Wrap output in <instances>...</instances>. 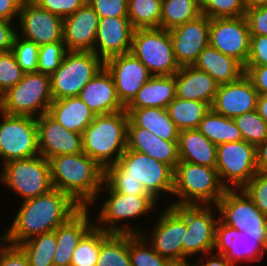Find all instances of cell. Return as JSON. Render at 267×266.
<instances>
[{
    "label": "cell",
    "instance_id": "1",
    "mask_svg": "<svg viewBox=\"0 0 267 266\" xmlns=\"http://www.w3.org/2000/svg\"><path fill=\"white\" fill-rule=\"evenodd\" d=\"M81 208L58 189L21 202L14 220L5 232L11 245H19L40 234L54 231Z\"/></svg>",
    "mask_w": 267,
    "mask_h": 266
},
{
    "label": "cell",
    "instance_id": "2",
    "mask_svg": "<svg viewBox=\"0 0 267 266\" xmlns=\"http://www.w3.org/2000/svg\"><path fill=\"white\" fill-rule=\"evenodd\" d=\"M53 188L68 194L81 207L98 202L104 169L85 153L64 154L49 159Z\"/></svg>",
    "mask_w": 267,
    "mask_h": 266
},
{
    "label": "cell",
    "instance_id": "3",
    "mask_svg": "<svg viewBox=\"0 0 267 266\" xmlns=\"http://www.w3.org/2000/svg\"><path fill=\"white\" fill-rule=\"evenodd\" d=\"M128 122L126 110L95 115L82 132L83 153L104 170L115 164L127 149Z\"/></svg>",
    "mask_w": 267,
    "mask_h": 266
},
{
    "label": "cell",
    "instance_id": "4",
    "mask_svg": "<svg viewBox=\"0 0 267 266\" xmlns=\"http://www.w3.org/2000/svg\"><path fill=\"white\" fill-rule=\"evenodd\" d=\"M104 177L133 178L159 200L163 193L173 194L174 169L146 154L126 149L120 159L104 170Z\"/></svg>",
    "mask_w": 267,
    "mask_h": 266
},
{
    "label": "cell",
    "instance_id": "5",
    "mask_svg": "<svg viewBox=\"0 0 267 266\" xmlns=\"http://www.w3.org/2000/svg\"><path fill=\"white\" fill-rule=\"evenodd\" d=\"M225 190L215 167L179 161L172 194L179 199L167 205H216Z\"/></svg>",
    "mask_w": 267,
    "mask_h": 266
},
{
    "label": "cell",
    "instance_id": "6",
    "mask_svg": "<svg viewBox=\"0 0 267 266\" xmlns=\"http://www.w3.org/2000/svg\"><path fill=\"white\" fill-rule=\"evenodd\" d=\"M219 231H239L245 236L267 241V216L243 189H226L216 204Z\"/></svg>",
    "mask_w": 267,
    "mask_h": 266
},
{
    "label": "cell",
    "instance_id": "7",
    "mask_svg": "<svg viewBox=\"0 0 267 266\" xmlns=\"http://www.w3.org/2000/svg\"><path fill=\"white\" fill-rule=\"evenodd\" d=\"M105 190L108 191L106 196L109 197L101 205L99 216H94V225L108 233L141 234L142 230L138 227L124 226V223L122 225L121 222L147 215L148 212L150 214L151 211H154L157 200L151 195L116 192L104 181L100 191L104 192Z\"/></svg>",
    "mask_w": 267,
    "mask_h": 266
},
{
    "label": "cell",
    "instance_id": "8",
    "mask_svg": "<svg viewBox=\"0 0 267 266\" xmlns=\"http://www.w3.org/2000/svg\"><path fill=\"white\" fill-rule=\"evenodd\" d=\"M52 101L50 75L38 71L25 73L15 86L4 93L0 111L37 118L48 113Z\"/></svg>",
    "mask_w": 267,
    "mask_h": 266
},
{
    "label": "cell",
    "instance_id": "9",
    "mask_svg": "<svg viewBox=\"0 0 267 266\" xmlns=\"http://www.w3.org/2000/svg\"><path fill=\"white\" fill-rule=\"evenodd\" d=\"M0 182L23 200L36 198L53 189L50 163L43 156L17 159L2 164Z\"/></svg>",
    "mask_w": 267,
    "mask_h": 266
},
{
    "label": "cell",
    "instance_id": "10",
    "mask_svg": "<svg viewBox=\"0 0 267 266\" xmlns=\"http://www.w3.org/2000/svg\"><path fill=\"white\" fill-rule=\"evenodd\" d=\"M104 67L91 51H67L60 66L50 75L53 100L79 96L82 88Z\"/></svg>",
    "mask_w": 267,
    "mask_h": 266
},
{
    "label": "cell",
    "instance_id": "11",
    "mask_svg": "<svg viewBox=\"0 0 267 266\" xmlns=\"http://www.w3.org/2000/svg\"><path fill=\"white\" fill-rule=\"evenodd\" d=\"M152 76L174 75L178 65L168 30L162 28L135 29L131 51Z\"/></svg>",
    "mask_w": 267,
    "mask_h": 266
},
{
    "label": "cell",
    "instance_id": "12",
    "mask_svg": "<svg viewBox=\"0 0 267 266\" xmlns=\"http://www.w3.org/2000/svg\"><path fill=\"white\" fill-rule=\"evenodd\" d=\"M186 221L185 260L191 256H201L217 251L219 220L215 212L216 205H173ZM213 207V208H212ZM216 216V217H215ZM188 258V259H187Z\"/></svg>",
    "mask_w": 267,
    "mask_h": 266
},
{
    "label": "cell",
    "instance_id": "13",
    "mask_svg": "<svg viewBox=\"0 0 267 266\" xmlns=\"http://www.w3.org/2000/svg\"><path fill=\"white\" fill-rule=\"evenodd\" d=\"M215 168L226 189H242L258 172L256 146L244 140L217 145Z\"/></svg>",
    "mask_w": 267,
    "mask_h": 266
},
{
    "label": "cell",
    "instance_id": "14",
    "mask_svg": "<svg viewBox=\"0 0 267 266\" xmlns=\"http://www.w3.org/2000/svg\"><path fill=\"white\" fill-rule=\"evenodd\" d=\"M0 158L6 162L39 155L37 118L0 111Z\"/></svg>",
    "mask_w": 267,
    "mask_h": 266
},
{
    "label": "cell",
    "instance_id": "15",
    "mask_svg": "<svg viewBox=\"0 0 267 266\" xmlns=\"http://www.w3.org/2000/svg\"><path fill=\"white\" fill-rule=\"evenodd\" d=\"M209 45L245 67L250 53V31L245 16L210 19Z\"/></svg>",
    "mask_w": 267,
    "mask_h": 266
},
{
    "label": "cell",
    "instance_id": "16",
    "mask_svg": "<svg viewBox=\"0 0 267 266\" xmlns=\"http://www.w3.org/2000/svg\"><path fill=\"white\" fill-rule=\"evenodd\" d=\"M153 225L148 243L170 262L185 260V219L170 205H167Z\"/></svg>",
    "mask_w": 267,
    "mask_h": 266
},
{
    "label": "cell",
    "instance_id": "17",
    "mask_svg": "<svg viewBox=\"0 0 267 266\" xmlns=\"http://www.w3.org/2000/svg\"><path fill=\"white\" fill-rule=\"evenodd\" d=\"M18 24L20 30L17 34L38 46L63 42V18L39 7L32 0L22 3Z\"/></svg>",
    "mask_w": 267,
    "mask_h": 266
},
{
    "label": "cell",
    "instance_id": "18",
    "mask_svg": "<svg viewBox=\"0 0 267 266\" xmlns=\"http://www.w3.org/2000/svg\"><path fill=\"white\" fill-rule=\"evenodd\" d=\"M209 28L210 19L201 14L168 30L175 59L180 67L193 66L199 54L209 45Z\"/></svg>",
    "mask_w": 267,
    "mask_h": 266
},
{
    "label": "cell",
    "instance_id": "19",
    "mask_svg": "<svg viewBox=\"0 0 267 266\" xmlns=\"http://www.w3.org/2000/svg\"><path fill=\"white\" fill-rule=\"evenodd\" d=\"M104 67L112 75L118 98L125 107L152 77L147 67L131 52L108 58Z\"/></svg>",
    "mask_w": 267,
    "mask_h": 266
},
{
    "label": "cell",
    "instance_id": "20",
    "mask_svg": "<svg viewBox=\"0 0 267 266\" xmlns=\"http://www.w3.org/2000/svg\"><path fill=\"white\" fill-rule=\"evenodd\" d=\"M39 155L45 159L83 152L82 134L64 128L48 113L37 117Z\"/></svg>",
    "mask_w": 267,
    "mask_h": 266
},
{
    "label": "cell",
    "instance_id": "21",
    "mask_svg": "<svg viewBox=\"0 0 267 266\" xmlns=\"http://www.w3.org/2000/svg\"><path fill=\"white\" fill-rule=\"evenodd\" d=\"M258 96L252 81L244 74L235 82L219 85L211 109L234 119L243 113L256 110Z\"/></svg>",
    "mask_w": 267,
    "mask_h": 266
},
{
    "label": "cell",
    "instance_id": "22",
    "mask_svg": "<svg viewBox=\"0 0 267 266\" xmlns=\"http://www.w3.org/2000/svg\"><path fill=\"white\" fill-rule=\"evenodd\" d=\"M135 28L128 17L100 18L94 53L103 61L110 57L129 53Z\"/></svg>",
    "mask_w": 267,
    "mask_h": 266
},
{
    "label": "cell",
    "instance_id": "23",
    "mask_svg": "<svg viewBox=\"0 0 267 266\" xmlns=\"http://www.w3.org/2000/svg\"><path fill=\"white\" fill-rule=\"evenodd\" d=\"M99 19L87 1L75 13L63 18V42L67 51L94 52Z\"/></svg>",
    "mask_w": 267,
    "mask_h": 266
},
{
    "label": "cell",
    "instance_id": "24",
    "mask_svg": "<svg viewBox=\"0 0 267 266\" xmlns=\"http://www.w3.org/2000/svg\"><path fill=\"white\" fill-rule=\"evenodd\" d=\"M89 207H81L65 223L55 230L57 241L53 266H70L73 252L83 236L94 226V220L89 217Z\"/></svg>",
    "mask_w": 267,
    "mask_h": 266
},
{
    "label": "cell",
    "instance_id": "25",
    "mask_svg": "<svg viewBox=\"0 0 267 266\" xmlns=\"http://www.w3.org/2000/svg\"><path fill=\"white\" fill-rule=\"evenodd\" d=\"M79 97L95 115L125 110L118 98L113 77L105 67L82 88Z\"/></svg>",
    "mask_w": 267,
    "mask_h": 266
},
{
    "label": "cell",
    "instance_id": "26",
    "mask_svg": "<svg viewBox=\"0 0 267 266\" xmlns=\"http://www.w3.org/2000/svg\"><path fill=\"white\" fill-rule=\"evenodd\" d=\"M127 148L166 163L173 169L180 161L178 141L163 140L147 129L137 127L130 119L128 122Z\"/></svg>",
    "mask_w": 267,
    "mask_h": 266
},
{
    "label": "cell",
    "instance_id": "27",
    "mask_svg": "<svg viewBox=\"0 0 267 266\" xmlns=\"http://www.w3.org/2000/svg\"><path fill=\"white\" fill-rule=\"evenodd\" d=\"M174 76L177 98L202 101L211 107L219 84L207 72L181 66Z\"/></svg>",
    "mask_w": 267,
    "mask_h": 266
},
{
    "label": "cell",
    "instance_id": "28",
    "mask_svg": "<svg viewBox=\"0 0 267 266\" xmlns=\"http://www.w3.org/2000/svg\"><path fill=\"white\" fill-rule=\"evenodd\" d=\"M217 250L236 265L256 263L264 258L267 241H257V237L245 236L239 231H219Z\"/></svg>",
    "mask_w": 267,
    "mask_h": 266
},
{
    "label": "cell",
    "instance_id": "29",
    "mask_svg": "<svg viewBox=\"0 0 267 266\" xmlns=\"http://www.w3.org/2000/svg\"><path fill=\"white\" fill-rule=\"evenodd\" d=\"M193 66L207 72L219 85L235 82L244 74V66L236 59L208 45Z\"/></svg>",
    "mask_w": 267,
    "mask_h": 266
},
{
    "label": "cell",
    "instance_id": "30",
    "mask_svg": "<svg viewBox=\"0 0 267 266\" xmlns=\"http://www.w3.org/2000/svg\"><path fill=\"white\" fill-rule=\"evenodd\" d=\"M48 114L67 130L80 134L95 117V114L79 96L53 100Z\"/></svg>",
    "mask_w": 267,
    "mask_h": 266
},
{
    "label": "cell",
    "instance_id": "31",
    "mask_svg": "<svg viewBox=\"0 0 267 266\" xmlns=\"http://www.w3.org/2000/svg\"><path fill=\"white\" fill-rule=\"evenodd\" d=\"M178 153L180 161L216 167L217 145L198 129L179 131Z\"/></svg>",
    "mask_w": 267,
    "mask_h": 266
},
{
    "label": "cell",
    "instance_id": "32",
    "mask_svg": "<svg viewBox=\"0 0 267 266\" xmlns=\"http://www.w3.org/2000/svg\"><path fill=\"white\" fill-rule=\"evenodd\" d=\"M176 97L175 76H152L125 108H167Z\"/></svg>",
    "mask_w": 267,
    "mask_h": 266
},
{
    "label": "cell",
    "instance_id": "33",
    "mask_svg": "<svg viewBox=\"0 0 267 266\" xmlns=\"http://www.w3.org/2000/svg\"><path fill=\"white\" fill-rule=\"evenodd\" d=\"M129 119L140 128H145L159 138L178 141L179 130L169 117L167 109L159 107L125 108Z\"/></svg>",
    "mask_w": 267,
    "mask_h": 266
},
{
    "label": "cell",
    "instance_id": "34",
    "mask_svg": "<svg viewBox=\"0 0 267 266\" xmlns=\"http://www.w3.org/2000/svg\"><path fill=\"white\" fill-rule=\"evenodd\" d=\"M197 129L215 145L243 140L234 120L214 112L211 108Z\"/></svg>",
    "mask_w": 267,
    "mask_h": 266
},
{
    "label": "cell",
    "instance_id": "35",
    "mask_svg": "<svg viewBox=\"0 0 267 266\" xmlns=\"http://www.w3.org/2000/svg\"><path fill=\"white\" fill-rule=\"evenodd\" d=\"M202 101L186 100L175 97L167 106V112L179 131L197 129L200 121L210 110Z\"/></svg>",
    "mask_w": 267,
    "mask_h": 266
},
{
    "label": "cell",
    "instance_id": "36",
    "mask_svg": "<svg viewBox=\"0 0 267 266\" xmlns=\"http://www.w3.org/2000/svg\"><path fill=\"white\" fill-rule=\"evenodd\" d=\"M200 15V0H162L159 28L170 30Z\"/></svg>",
    "mask_w": 267,
    "mask_h": 266
},
{
    "label": "cell",
    "instance_id": "37",
    "mask_svg": "<svg viewBox=\"0 0 267 266\" xmlns=\"http://www.w3.org/2000/svg\"><path fill=\"white\" fill-rule=\"evenodd\" d=\"M18 246L27 256L29 266H53L57 246L54 231L30 238Z\"/></svg>",
    "mask_w": 267,
    "mask_h": 266
},
{
    "label": "cell",
    "instance_id": "38",
    "mask_svg": "<svg viewBox=\"0 0 267 266\" xmlns=\"http://www.w3.org/2000/svg\"><path fill=\"white\" fill-rule=\"evenodd\" d=\"M96 266H131L129 234L111 233L101 243Z\"/></svg>",
    "mask_w": 267,
    "mask_h": 266
},
{
    "label": "cell",
    "instance_id": "39",
    "mask_svg": "<svg viewBox=\"0 0 267 266\" xmlns=\"http://www.w3.org/2000/svg\"><path fill=\"white\" fill-rule=\"evenodd\" d=\"M110 234L94 225L78 243L73 252L70 266H96L101 243Z\"/></svg>",
    "mask_w": 267,
    "mask_h": 266
},
{
    "label": "cell",
    "instance_id": "40",
    "mask_svg": "<svg viewBox=\"0 0 267 266\" xmlns=\"http://www.w3.org/2000/svg\"><path fill=\"white\" fill-rule=\"evenodd\" d=\"M162 0H128V18L135 29L159 28Z\"/></svg>",
    "mask_w": 267,
    "mask_h": 266
},
{
    "label": "cell",
    "instance_id": "41",
    "mask_svg": "<svg viewBox=\"0 0 267 266\" xmlns=\"http://www.w3.org/2000/svg\"><path fill=\"white\" fill-rule=\"evenodd\" d=\"M129 234L131 266H168L170 261L158 254L147 242L149 234ZM146 234V235H145Z\"/></svg>",
    "mask_w": 267,
    "mask_h": 266
},
{
    "label": "cell",
    "instance_id": "42",
    "mask_svg": "<svg viewBox=\"0 0 267 266\" xmlns=\"http://www.w3.org/2000/svg\"><path fill=\"white\" fill-rule=\"evenodd\" d=\"M233 120L244 141L257 146L267 138V123L256 110L243 113Z\"/></svg>",
    "mask_w": 267,
    "mask_h": 266
},
{
    "label": "cell",
    "instance_id": "43",
    "mask_svg": "<svg viewBox=\"0 0 267 266\" xmlns=\"http://www.w3.org/2000/svg\"><path fill=\"white\" fill-rule=\"evenodd\" d=\"M201 14L209 19L245 16L243 0H200Z\"/></svg>",
    "mask_w": 267,
    "mask_h": 266
},
{
    "label": "cell",
    "instance_id": "44",
    "mask_svg": "<svg viewBox=\"0 0 267 266\" xmlns=\"http://www.w3.org/2000/svg\"><path fill=\"white\" fill-rule=\"evenodd\" d=\"M17 64L24 73L36 72L38 68L39 46L16 34L12 46Z\"/></svg>",
    "mask_w": 267,
    "mask_h": 266
},
{
    "label": "cell",
    "instance_id": "45",
    "mask_svg": "<svg viewBox=\"0 0 267 266\" xmlns=\"http://www.w3.org/2000/svg\"><path fill=\"white\" fill-rule=\"evenodd\" d=\"M67 52L64 42H54L39 46L37 71L51 75L60 66Z\"/></svg>",
    "mask_w": 267,
    "mask_h": 266
},
{
    "label": "cell",
    "instance_id": "46",
    "mask_svg": "<svg viewBox=\"0 0 267 266\" xmlns=\"http://www.w3.org/2000/svg\"><path fill=\"white\" fill-rule=\"evenodd\" d=\"M12 51L0 52V89L5 93L24 76Z\"/></svg>",
    "mask_w": 267,
    "mask_h": 266
},
{
    "label": "cell",
    "instance_id": "47",
    "mask_svg": "<svg viewBox=\"0 0 267 266\" xmlns=\"http://www.w3.org/2000/svg\"><path fill=\"white\" fill-rule=\"evenodd\" d=\"M242 189L256 207L267 216V171H258Z\"/></svg>",
    "mask_w": 267,
    "mask_h": 266
},
{
    "label": "cell",
    "instance_id": "48",
    "mask_svg": "<svg viewBox=\"0 0 267 266\" xmlns=\"http://www.w3.org/2000/svg\"><path fill=\"white\" fill-rule=\"evenodd\" d=\"M99 18L128 17V0H86Z\"/></svg>",
    "mask_w": 267,
    "mask_h": 266
},
{
    "label": "cell",
    "instance_id": "49",
    "mask_svg": "<svg viewBox=\"0 0 267 266\" xmlns=\"http://www.w3.org/2000/svg\"><path fill=\"white\" fill-rule=\"evenodd\" d=\"M39 7L65 18L75 13L86 0H32Z\"/></svg>",
    "mask_w": 267,
    "mask_h": 266
},
{
    "label": "cell",
    "instance_id": "50",
    "mask_svg": "<svg viewBox=\"0 0 267 266\" xmlns=\"http://www.w3.org/2000/svg\"><path fill=\"white\" fill-rule=\"evenodd\" d=\"M250 36H267V6H261L246 10Z\"/></svg>",
    "mask_w": 267,
    "mask_h": 266
},
{
    "label": "cell",
    "instance_id": "51",
    "mask_svg": "<svg viewBox=\"0 0 267 266\" xmlns=\"http://www.w3.org/2000/svg\"><path fill=\"white\" fill-rule=\"evenodd\" d=\"M104 181L116 192L131 195H150L142 183L133 178L104 177Z\"/></svg>",
    "mask_w": 267,
    "mask_h": 266
},
{
    "label": "cell",
    "instance_id": "52",
    "mask_svg": "<svg viewBox=\"0 0 267 266\" xmlns=\"http://www.w3.org/2000/svg\"><path fill=\"white\" fill-rule=\"evenodd\" d=\"M267 65V36H250V53L246 66Z\"/></svg>",
    "mask_w": 267,
    "mask_h": 266
},
{
    "label": "cell",
    "instance_id": "53",
    "mask_svg": "<svg viewBox=\"0 0 267 266\" xmlns=\"http://www.w3.org/2000/svg\"><path fill=\"white\" fill-rule=\"evenodd\" d=\"M0 266H29V262L18 245L9 244L0 256Z\"/></svg>",
    "mask_w": 267,
    "mask_h": 266
},
{
    "label": "cell",
    "instance_id": "54",
    "mask_svg": "<svg viewBox=\"0 0 267 266\" xmlns=\"http://www.w3.org/2000/svg\"><path fill=\"white\" fill-rule=\"evenodd\" d=\"M245 75L252 81L259 95L267 94V65L245 66Z\"/></svg>",
    "mask_w": 267,
    "mask_h": 266
},
{
    "label": "cell",
    "instance_id": "55",
    "mask_svg": "<svg viewBox=\"0 0 267 266\" xmlns=\"http://www.w3.org/2000/svg\"><path fill=\"white\" fill-rule=\"evenodd\" d=\"M12 23L13 21L0 19V52L12 51L14 38L18 33L15 23Z\"/></svg>",
    "mask_w": 267,
    "mask_h": 266
},
{
    "label": "cell",
    "instance_id": "56",
    "mask_svg": "<svg viewBox=\"0 0 267 266\" xmlns=\"http://www.w3.org/2000/svg\"><path fill=\"white\" fill-rule=\"evenodd\" d=\"M24 0H0V19L15 21L19 18V12Z\"/></svg>",
    "mask_w": 267,
    "mask_h": 266
},
{
    "label": "cell",
    "instance_id": "57",
    "mask_svg": "<svg viewBox=\"0 0 267 266\" xmlns=\"http://www.w3.org/2000/svg\"><path fill=\"white\" fill-rule=\"evenodd\" d=\"M217 254L210 252L205 254V259L203 256L198 260L197 263H195L196 266H238L232 262H230L226 256L222 255L218 250L216 251ZM213 254V255H212ZM209 256V257H208ZM204 260V261H201ZM205 262V263H204Z\"/></svg>",
    "mask_w": 267,
    "mask_h": 266
},
{
    "label": "cell",
    "instance_id": "58",
    "mask_svg": "<svg viewBox=\"0 0 267 266\" xmlns=\"http://www.w3.org/2000/svg\"><path fill=\"white\" fill-rule=\"evenodd\" d=\"M256 164L258 171H267V138L256 146Z\"/></svg>",
    "mask_w": 267,
    "mask_h": 266
},
{
    "label": "cell",
    "instance_id": "59",
    "mask_svg": "<svg viewBox=\"0 0 267 266\" xmlns=\"http://www.w3.org/2000/svg\"><path fill=\"white\" fill-rule=\"evenodd\" d=\"M256 111L267 123V94L258 96Z\"/></svg>",
    "mask_w": 267,
    "mask_h": 266
},
{
    "label": "cell",
    "instance_id": "60",
    "mask_svg": "<svg viewBox=\"0 0 267 266\" xmlns=\"http://www.w3.org/2000/svg\"><path fill=\"white\" fill-rule=\"evenodd\" d=\"M243 1L246 10L261 6H267V0H243Z\"/></svg>",
    "mask_w": 267,
    "mask_h": 266
},
{
    "label": "cell",
    "instance_id": "61",
    "mask_svg": "<svg viewBox=\"0 0 267 266\" xmlns=\"http://www.w3.org/2000/svg\"><path fill=\"white\" fill-rule=\"evenodd\" d=\"M3 234L0 237V256L2 255L3 250L9 245V241L7 240L6 233H3Z\"/></svg>",
    "mask_w": 267,
    "mask_h": 266
},
{
    "label": "cell",
    "instance_id": "62",
    "mask_svg": "<svg viewBox=\"0 0 267 266\" xmlns=\"http://www.w3.org/2000/svg\"><path fill=\"white\" fill-rule=\"evenodd\" d=\"M168 266H196L192 262L190 263L188 260L184 261H175V262H170Z\"/></svg>",
    "mask_w": 267,
    "mask_h": 266
},
{
    "label": "cell",
    "instance_id": "63",
    "mask_svg": "<svg viewBox=\"0 0 267 266\" xmlns=\"http://www.w3.org/2000/svg\"><path fill=\"white\" fill-rule=\"evenodd\" d=\"M3 97H4V92L0 89V103L2 102Z\"/></svg>",
    "mask_w": 267,
    "mask_h": 266
}]
</instances>
